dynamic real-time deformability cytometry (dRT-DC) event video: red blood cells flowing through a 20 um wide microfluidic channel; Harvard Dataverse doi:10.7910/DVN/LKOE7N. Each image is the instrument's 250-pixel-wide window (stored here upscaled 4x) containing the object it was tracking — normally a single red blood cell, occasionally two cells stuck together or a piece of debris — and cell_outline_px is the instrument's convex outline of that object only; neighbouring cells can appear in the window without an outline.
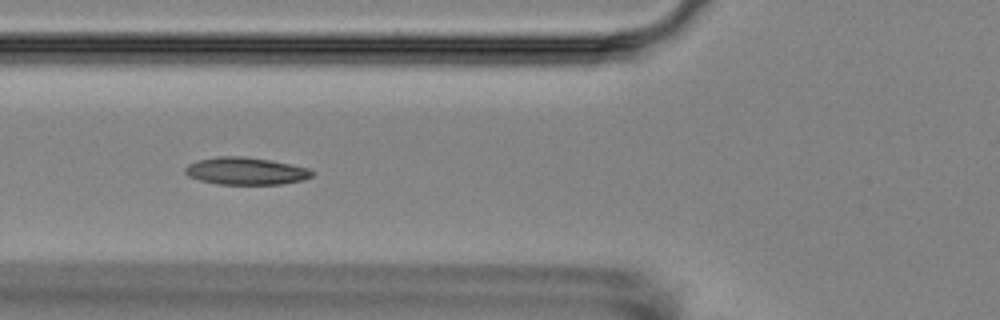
{"species": "Egyptian fruit bat (a non-hibernating species)", "species_latin": "Rousettus aegyptiacus", "temperature_condition": "room temperature", "stored_images_in_passage": 8, "camera_frame_rate_fps": 3000, "um_per_image_px": 0.085, "animal": {"sex": "female"}, "frame": {"image": 1, "passage_image": 5, "time_ms": 4.667, "image_size_px": [1000, 320], "cell_outline_px": [[312, 176], [304, 180], [280, 184], [216, 184], [200, 180], [188, 176], [184, 172], [184, 168], [188, 164], [196, 160], [216, 156], [244, 156], [268, 160], [308, 168], [312, 172]], "centroid_in_image_um": [20.83, 14.54], "position_along_channel_um": 105.0, "area_um2": 20.17}}
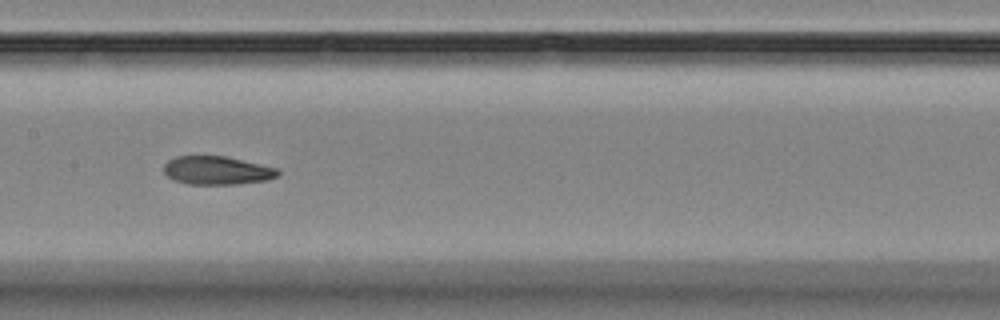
{"frame": {"image": 2, "passage_image": 7, "time_ms": 7.0, "image_size_px": [1000, 320], "cell_outline_px": [[280, 172], [276, 176], [268, 180], [236, 184], [188, 184], [176, 180], [168, 176], [164, 172], [164, 164], [168, 160], [176, 156], [224, 156], [260, 164], [276, 168]], "centroid_in_image_um": [18.43, 14.48], "position_along_channel_um": 189.0, "area_um2": 18.67}}
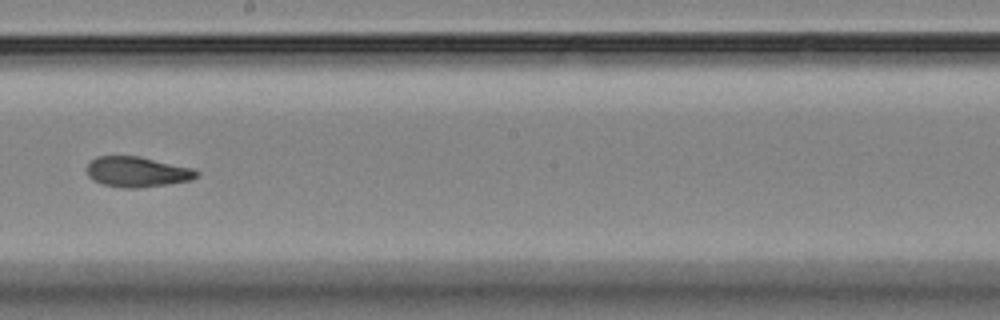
{"frame": {"image": 3, "passage_image": 8, "time_ms": 8.333, "image_size_px": [1000, 320], "cell_outline_px": [[200, 172], [192, 180], [168, 184], [136, 188], [120, 188], [104, 184], [92, 180], [88, 176], [88, 164], [96, 156], [140, 156], [196, 168]], "centroid_in_image_um": [11.7, 14.6], "position_along_channel_um": 236.5, "area_um2": 19.59}}